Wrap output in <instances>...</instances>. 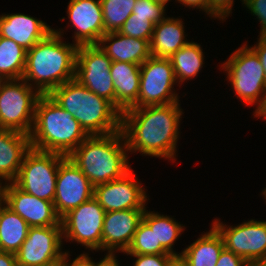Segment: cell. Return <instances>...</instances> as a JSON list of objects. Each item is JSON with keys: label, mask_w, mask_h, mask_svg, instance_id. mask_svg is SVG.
I'll return each instance as SVG.
<instances>
[{"label": "cell", "mask_w": 266, "mask_h": 266, "mask_svg": "<svg viewBox=\"0 0 266 266\" xmlns=\"http://www.w3.org/2000/svg\"><path fill=\"white\" fill-rule=\"evenodd\" d=\"M180 103L129 108L122 112L121 130L130 155L140 153L172 163L178 160L184 118Z\"/></svg>", "instance_id": "1"}, {"label": "cell", "mask_w": 266, "mask_h": 266, "mask_svg": "<svg viewBox=\"0 0 266 266\" xmlns=\"http://www.w3.org/2000/svg\"><path fill=\"white\" fill-rule=\"evenodd\" d=\"M54 30L27 51L22 79L41 95L75 78L78 45Z\"/></svg>", "instance_id": "2"}, {"label": "cell", "mask_w": 266, "mask_h": 266, "mask_svg": "<svg viewBox=\"0 0 266 266\" xmlns=\"http://www.w3.org/2000/svg\"><path fill=\"white\" fill-rule=\"evenodd\" d=\"M68 158L93 186L121 178L132 169L122 130L88 136Z\"/></svg>", "instance_id": "3"}, {"label": "cell", "mask_w": 266, "mask_h": 266, "mask_svg": "<svg viewBox=\"0 0 266 266\" xmlns=\"http://www.w3.org/2000/svg\"><path fill=\"white\" fill-rule=\"evenodd\" d=\"M88 136L80 123L49 95L40 96L29 135L31 148L68 157Z\"/></svg>", "instance_id": "4"}, {"label": "cell", "mask_w": 266, "mask_h": 266, "mask_svg": "<svg viewBox=\"0 0 266 266\" xmlns=\"http://www.w3.org/2000/svg\"><path fill=\"white\" fill-rule=\"evenodd\" d=\"M49 96L77 120L89 136L121 130L122 113L76 79L55 88Z\"/></svg>", "instance_id": "5"}, {"label": "cell", "mask_w": 266, "mask_h": 266, "mask_svg": "<svg viewBox=\"0 0 266 266\" xmlns=\"http://www.w3.org/2000/svg\"><path fill=\"white\" fill-rule=\"evenodd\" d=\"M247 42L233 50L218 69L226 74L225 80L233 89L234 96L243 105L257 108L266 94V77L258 55Z\"/></svg>", "instance_id": "6"}, {"label": "cell", "mask_w": 266, "mask_h": 266, "mask_svg": "<svg viewBox=\"0 0 266 266\" xmlns=\"http://www.w3.org/2000/svg\"><path fill=\"white\" fill-rule=\"evenodd\" d=\"M41 94L24 79L0 81V129L30 135Z\"/></svg>", "instance_id": "7"}, {"label": "cell", "mask_w": 266, "mask_h": 266, "mask_svg": "<svg viewBox=\"0 0 266 266\" xmlns=\"http://www.w3.org/2000/svg\"><path fill=\"white\" fill-rule=\"evenodd\" d=\"M66 156L30 148L13 183L21 190L37 198L53 202L57 172Z\"/></svg>", "instance_id": "8"}, {"label": "cell", "mask_w": 266, "mask_h": 266, "mask_svg": "<svg viewBox=\"0 0 266 266\" xmlns=\"http://www.w3.org/2000/svg\"><path fill=\"white\" fill-rule=\"evenodd\" d=\"M106 211L92 197L61 218L63 243H77L85 251L102 254V230Z\"/></svg>", "instance_id": "9"}, {"label": "cell", "mask_w": 266, "mask_h": 266, "mask_svg": "<svg viewBox=\"0 0 266 266\" xmlns=\"http://www.w3.org/2000/svg\"><path fill=\"white\" fill-rule=\"evenodd\" d=\"M178 86L170 59L150 56L140 65L137 107L180 102Z\"/></svg>", "instance_id": "10"}, {"label": "cell", "mask_w": 266, "mask_h": 266, "mask_svg": "<svg viewBox=\"0 0 266 266\" xmlns=\"http://www.w3.org/2000/svg\"><path fill=\"white\" fill-rule=\"evenodd\" d=\"M212 220V225L223 238L227 250L242 257L248 263L266 260V221L248 219L241 223L228 225Z\"/></svg>", "instance_id": "11"}, {"label": "cell", "mask_w": 266, "mask_h": 266, "mask_svg": "<svg viewBox=\"0 0 266 266\" xmlns=\"http://www.w3.org/2000/svg\"><path fill=\"white\" fill-rule=\"evenodd\" d=\"M111 64V58L98 44L80 45L77 49L74 79L115 106L114 83L110 75Z\"/></svg>", "instance_id": "12"}, {"label": "cell", "mask_w": 266, "mask_h": 266, "mask_svg": "<svg viewBox=\"0 0 266 266\" xmlns=\"http://www.w3.org/2000/svg\"><path fill=\"white\" fill-rule=\"evenodd\" d=\"M64 245L62 226L29 227L26 240L15 253L17 266H59Z\"/></svg>", "instance_id": "13"}, {"label": "cell", "mask_w": 266, "mask_h": 266, "mask_svg": "<svg viewBox=\"0 0 266 266\" xmlns=\"http://www.w3.org/2000/svg\"><path fill=\"white\" fill-rule=\"evenodd\" d=\"M133 168L124 176L94 186L93 197L106 211L146 209L150 195Z\"/></svg>", "instance_id": "14"}, {"label": "cell", "mask_w": 266, "mask_h": 266, "mask_svg": "<svg viewBox=\"0 0 266 266\" xmlns=\"http://www.w3.org/2000/svg\"><path fill=\"white\" fill-rule=\"evenodd\" d=\"M65 12L69 21L64 28L55 29L53 27L57 34L64 37V34L68 31L67 29L74 28L71 37L73 39L72 43L78 46L99 43L104 35L103 13L100 0H69Z\"/></svg>", "instance_id": "15"}, {"label": "cell", "mask_w": 266, "mask_h": 266, "mask_svg": "<svg viewBox=\"0 0 266 266\" xmlns=\"http://www.w3.org/2000/svg\"><path fill=\"white\" fill-rule=\"evenodd\" d=\"M94 186L82 171L65 157L59 165L53 200L57 215L62 218L70 210L91 199Z\"/></svg>", "instance_id": "16"}, {"label": "cell", "mask_w": 266, "mask_h": 266, "mask_svg": "<svg viewBox=\"0 0 266 266\" xmlns=\"http://www.w3.org/2000/svg\"><path fill=\"white\" fill-rule=\"evenodd\" d=\"M4 204L24 219L29 227L62 226L53 202L26 193L13 182L5 183Z\"/></svg>", "instance_id": "17"}, {"label": "cell", "mask_w": 266, "mask_h": 266, "mask_svg": "<svg viewBox=\"0 0 266 266\" xmlns=\"http://www.w3.org/2000/svg\"><path fill=\"white\" fill-rule=\"evenodd\" d=\"M144 212L145 209L106 212L102 230V252L105 254L125 252L143 219Z\"/></svg>", "instance_id": "18"}, {"label": "cell", "mask_w": 266, "mask_h": 266, "mask_svg": "<svg viewBox=\"0 0 266 266\" xmlns=\"http://www.w3.org/2000/svg\"><path fill=\"white\" fill-rule=\"evenodd\" d=\"M53 31L45 21L24 13H2L0 15V37L13 40L25 50Z\"/></svg>", "instance_id": "19"}, {"label": "cell", "mask_w": 266, "mask_h": 266, "mask_svg": "<svg viewBox=\"0 0 266 266\" xmlns=\"http://www.w3.org/2000/svg\"><path fill=\"white\" fill-rule=\"evenodd\" d=\"M183 20L180 16L167 15L154 26L150 41L151 56L169 59L190 41L186 38L188 33Z\"/></svg>", "instance_id": "20"}, {"label": "cell", "mask_w": 266, "mask_h": 266, "mask_svg": "<svg viewBox=\"0 0 266 266\" xmlns=\"http://www.w3.org/2000/svg\"><path fill=\"white\" fill-rule=\"evenodd\" d=\"M31 148L29 135L0 129V180L10 183L15 180L26 152Z\"/></svg>", "instance_id": "21"}, {"label": "cell", "mask_w": 266, "mask_h": 266, "mask_svg": "<svg viewBox=\"0 0 266 266\" xmlns=\"http://www.w3.org/2000/svg\"><path fill=\"white\" fill-rule=\"evenodd\" d=\"M98 45L112 61L141 65L151 56L148 40L124 36L119 32L105 33Z\"/></svg>", "instance_id": "22"}, {"label": "cell", "mask_w": 266, "mask_h": 266, "mask_svg": "<svg viewBox=\"0 0 266 266\" xmlns=\"http://www.w3.org/2000/svg\"><path fill=\"white\" fill-rule=\"evenodd\" d=\"M110 75L114 83L115 107L121 113L129 108H137L140 65L112 61Z\"/></svg>", "instance_id": "23"}, {"label": "cell", "mask_w": 266, "mask_h": 266, "mask_svg": "<svg viewBox=\"0 0 266 266\" xmlns=\"http://www.w3.org/2000/svg\"><path fill=\"white\" fill-rule=\"evenodd\" d=\"M194 242L182 249L181 258L189 266H216L224 241L217 229L211 224L209 231L202 232Z\"/></svg>", "instance_id": "24"}, {"label": "cell", "mask_w": 266, "mask_h": 266, "mask_svg": "<svg viewBox=\"0 0 266 266\" xmlns=\"http://www.w3.org/2000/svg\"><path fill=\"white\" fill-rule=\"evenodd\" d=\"M203 46L191 39L186 45L175 52L169 59L174 69V74L179 89L187 81L197 78L204 68L205 52Z\"/></svg>", "instance_id": "25"}, {"label": "cell", "mask_w": 266, "mask_h": 266, "mask_svg": "<svg viewBox=\"0 0 266 266\" xmlns=\"http://www.w3.org/2000/svg\"><path fill=\"white\" fill-rule=\"evenodd\" d=\"M151 229H154L156 246H163L170 254L181 256L175 251V244L187 228L173 216L161 214L155 210H148L147 207L142 219Z\"/></svg>", "instance_id": "26"}, {"label": "cell", "mask_w": 266, "mask_h": 266, "mask_svg": "<svg viewBox=\"0 0 266 266\" xmlns=\"http://www.w3.org/2000/svg\"><path fill=\"white\" fill-rule=\"evenodd\" d=\"M28 223L4 203L0 206V251L16 253L26 240Z\"/></svg>", "instance_id": "27"}, {"label": "cell", "mask_w": 266, "mask_h": 266, "mask_svg": "<svg viewBox=\"0 0 266 266\" xmlns=\"http://www.w3.org/2000/svg\"><path fill=\"white\" fill-rule=\"evenodd\" d=\"M27 50L11 39L0 37V79H22Z\"/></svg>", "instance_id": "28"}, {"label": "cell", "mask_w": 266, "mask_h": 266, "mask_svg": "<svg viewBox=\"0 0 266 266\" xmlns=\"http://www.w3.org/2000/svg\"><path fill=\"white\" fill-rule=\"evenodd\" d=\"M102 5L104 34L118 32L133 13L136 0H100Z\"/></svg>", "instance_id": "29"}, {"label": "cell", "mask_w": 266, "mask_h": 266, "mask_svg": "<svg viewBox=\"0 0 266 266\" xmlns=\"http://www.w3.org/2000/svg\"><path fill=\"white\" fill-rule=\"evenodd\" d=\"M124 254H161L172 255L163 246H156L154 229H151L143 220L140 222L130 246Z\"/></svg>", "instance_id": "30"}, {"label": "cell", "mask_w": 266, "mask_h": 266, "mask_svg": "<svg viewBox=\"0 0 266 266\" xmlns=\"http://www.w3.org/2000/svg\"><path fill=\"white\" fill-rule=\"evenodd\" d=\"M155 24L147 17L135 16L132 13L119 29V33L143 40L151 41Z\"/></svg>", "instance_id": "31"}, {"label": "cell", "mask_w": 266, "mask_h": 266, "mask_svg": "<svg viewBox=\"0 0 266 266\" xmlns=\"http://www.w3.org/2000/svg\"><path fill=\"white\" fill-rule=\"evenodd\" d=\"M167 5L156 0H136L133 8L135 16L147 17L155 25L167 16Z\"/></svg>", "instance_id": "32"}, {"label": "cell", "mask_w": 266, "mask_h": 266, "mask_svg": "<svg viewBox=\"0 0 266 266\" xmlns=\"http://www.w3.org/2000/svg\"><path fill=\"white\" fill-rule=\"evenodd\" d=\"M132 257V265L130 266H169L175 257L174 255H161V254H125Z\"/></svg>", "instance_id": "33"}, {"label": "cell", "mask_w": 266, "mask_h": 266, "mask_svg": "<svg viewBox=\"0 0 266 266\" xmlns=\"http://www.w3.org/2000/svg\"><path fill=\"white\" fill-rule=\"evenodd\" d=\"M240 1L243 6L244 0ZM235 2V0H210V19H217L221 21L219 23H224L230 15L232 16Z\"/></svg>", "instance_id": "34"}, {"label": "cell", "mask_w": 266, "mask_h": 266, "mask_svg": "<svg viewBox=\"0 0 266 266\" xmlns=\"http://www.w3.org/2000/svg\"><path fill=\"white\" fill-rule=\"evenodd\" d=\"M243 8L259 21V36H266V0H244Z\"/></svg>", "instance_id": "35"}, {"label": "cell", "mask_w": 266, "mask_h": 266, "mask_svg": "<svg viewBox=\"0 0 266 266\" xmlns=\"http://www.w3.org/2000/svg\"><path fill=\"white\" fill-rule=\"evenodd\" d=\"M90 255V252L83 251V253L81 252L80 255L78 254V256L71 261L70 256L72 255L70 254V251L66 249L59 266H98V263L102 258L96 262L93 256L91 257Z\"/></svg>", "instance_id": "36"}, {"label": "cell", "mask_w": 266, "mask_h": 266, "mask_svg": "<svg viewBox=\"0 0 266 266\" xmlns=\"http://www.w3.org/2000/svg\"><path fill=\"white\" fill-rule=\"evenodd\" d=\"M248 264L245 259L224 248L216 266H248Z\"/></svg>", "instance_id": "37"}, {"label": "cell", "mask_w": 266, "mask_h": 266, "mask_svg": "<svg viewBox=\"0 0 266 266\" xmlns=\"http://www.w3.org/2000/svg\"><path fill=\"white\" fill-rule=\"evenodd\" d=\"M179 3L182 7L191 8L192 10H199L205 13V17H210V0H176V4Z\"/></svg>", "instance_id": "38"}, {"label": "cell", "mask_w": 266, "mask_h": 266, "mask_svg": "<svg viewBox=\"0 0 266 266\" xmlns=\"http://www.w3.org/2000/svg\"><path fill=\"white\" fill-rule=\"evenodd\" d=\"M258 55L261 65L264 68L265 77H266V36H259L257 42L254 45L250 46Z\"/></svg>", "instance_id": "39"}, {"label": "cell", "mask_w": 266, "mask_h": 266, "mask_svg": "<svg viewBox=\"0 0 266 266\" xmlns=\"http://www.w3.org/2000/svg\"><path fill=\"white\" fill-rule=\"evenodd\" d=\"M101 256L103 257L99 261L98 266H122L120 265L122 261L119 260L120 258L117 256V254H105L104 253V255H101Z\"/></svg>", "instance_id": "40"}, {"label": "cell", "mask_w": 266, "mask_h": 266, "mask_svg": "<svg viewBox=\"0 0 266 266\" xmlns=\"http://www.w3.org/2000/svg\"><path fill=\"white\" fill-rule=\"evenodd\" d=\"M0 266H17L15 254L0 251Z\"/></svg>", "instance_id": "41"}, {"label": "cell", "mask_w": 266, "mask_h": 266, "mask_svg": "<svg viewBox=\"0 0 266 266\" xmlns=\"http://www.w3.org/2000/svg\"><path fill=\"white\" fill-rule=\"evenodd\" d=\"M252 115V117L262 119L266 123V94L263 97L262 103L257 108H254Z\"/></svg>", "instance_id": "42"}, {"label": "cell", "mask_w": 266, "mask_h": 266, "mask_svg": "<svg viewBox=\"0 0 266 266\" xmlns=\"http://www.w3.org/2000/svg\"><path fill=\"white\" fill-rule=\"evenodd\" d=\"M4 186L5 183L0 180V206L4 203Z\"/></svg>", "instance_id": "43"}, {"label": "cell", "mask_w": 266, "mask_h": 266, "mask_svg": "<svg viewBox=\"0 0 266 266\" xmlns=\"http://www.w3.org/2000/svg\"><path fill=\"white\" fill-rule=\"evenodd\" d=\"M175 266H189L180 256H175Z\"/></svg>", "instance_id": "44"}, {"label": "cell", "mask_w": 266, "mask_h": 266, "mask_svg": "<svg viewBox=\"0 0 266 266\" xmlns=\"http://www.w3.org/2000/svg\"><path fill=\"white\" fill-rule=\"evenodd\" d=\"M248 266H266V260L250 262Z\"/></svg>", "instance_id": "45"}, {"label": "cell", "mask_w": 266, "mask_h": 266, "mask_svg": "<svg viewBox=\"0 0 266 266\" xmlns=\"http://www.w3.org/2000/svg\"><path fill=\"white\" fill-rule=\"evenodd\" d=\"M259 195L263 196V199H265L264 202H266V187L261 191Z\"/></svg>", "instance_id": "46"}, {"label": "cell", "mask_w": 266, "mask_h": 266, "mask_svg": "<svg viewBox=\"0 0 266 266\" xmlns=\"http://www.w3.org/2000/svg\"><path fill=\"white\" fill-rule=\"evenodd\" d=\"M156 1H160L168 6L169 2H173L174 0L173 1L172 0H156ZM174 2L176 3V0Z\"/></svg>", "instance_id": "47"}, {"label": "cell", "mask_w": 266, "mask_h": 266, "mask_svg": "<svg viewBox=\"0 0 266 266\" xmlns=\"http://www.w3.org/2000/svg\"><path fill=\"white\" fill-rule=\"evenodd\" d=\"M169 266H175V257L173 258V260L171 261V264Z\"/></svg>", "instance_id": "48"}]
</instances>
